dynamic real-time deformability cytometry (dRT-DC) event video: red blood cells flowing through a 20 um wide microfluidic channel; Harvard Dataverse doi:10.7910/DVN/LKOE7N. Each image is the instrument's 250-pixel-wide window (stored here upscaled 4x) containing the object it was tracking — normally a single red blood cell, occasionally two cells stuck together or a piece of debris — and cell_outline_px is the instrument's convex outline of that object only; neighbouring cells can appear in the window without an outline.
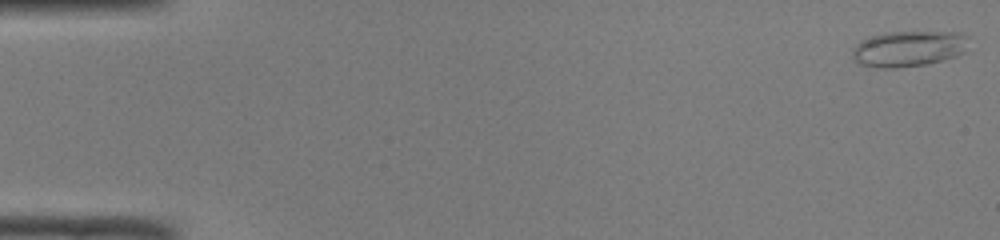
{"species": "common noctule bat (a hibernating species)", "species_latin": "Nyctalus noctula", "temperature_condition": "room temperature", "stored_images_in_passage": 49, "camera_frame_rate_fps": 3000, "um_per_image_px": 0.085, "animal": {"sex": "male", "body_mass_g": 19.0, "forearm_length_mm": 50.8}, "frame": {"image": 1, "passage_image": 1, "time_ms": 0.0, "image_size_px": [1000, 240], "cell_outline_px": [[968, 36], [964, 52], [956, 56], [924, 64], [896, 68], [884, 68], [860, 64], [852, 56], [852, 48], [860, 40], [884, 32], [960, 32]], "centroid_in_image_um": [77.2, 4.12], "position_along_channel_um": 7.8, "area_um2": 24.1}}
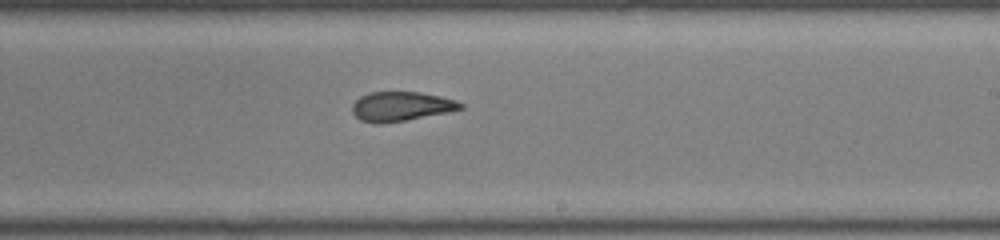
{"frame": {"image": 2, "passage_image": 30, "time_ms": 9.667, "image_size_px": [1000, 240], "cell_outline_px": [[464, 108], [448, 112], [404, 120], [380, 124], [376, 124], [360, 120], [352, 112], [352, 104], [360, 96], [368, 92], [420, 92], [440, 96], [456, 100], [464, 104]], "centroid_in_image_um": [34.08, 9.04], "position_along_channel_um": 254.9, "area_um2": 18.55}}
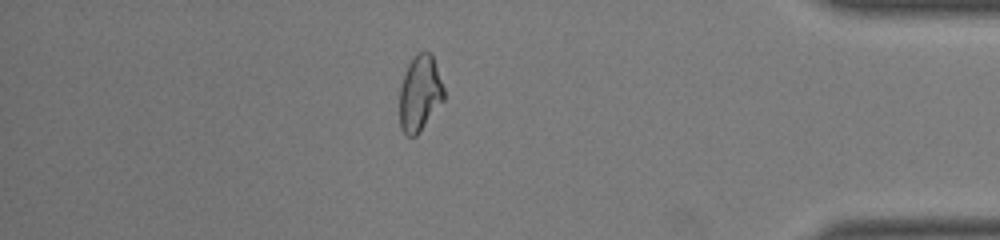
{"frame": {"image": 3, "passage_image": 43, "time_ms": 14.0, "image_size_px": [1000, 240], "cell_outline_px": [[444, 100], [420, 132], [416, 136], [408, 136], [400, 128], [400, 88], [408, 64], [412, 56], [416, 52], [432, 52], [444, 88]], "centroid_in_image_um": [35.7, 7.92], "position_along_channel_um": 399.5, "area_um2": 19.71}, "authors_computed_cell_mechanics": {"area_um2": 19.9988, "velocity_mm_per_s": 4.1247, "shape_relaxation_time_tau1_ms": null, "shape_relaxation_time_tau2_ms": 1.5527, "deformation_change_tau1": null, "deformation_change_tau2": 0.0852}}